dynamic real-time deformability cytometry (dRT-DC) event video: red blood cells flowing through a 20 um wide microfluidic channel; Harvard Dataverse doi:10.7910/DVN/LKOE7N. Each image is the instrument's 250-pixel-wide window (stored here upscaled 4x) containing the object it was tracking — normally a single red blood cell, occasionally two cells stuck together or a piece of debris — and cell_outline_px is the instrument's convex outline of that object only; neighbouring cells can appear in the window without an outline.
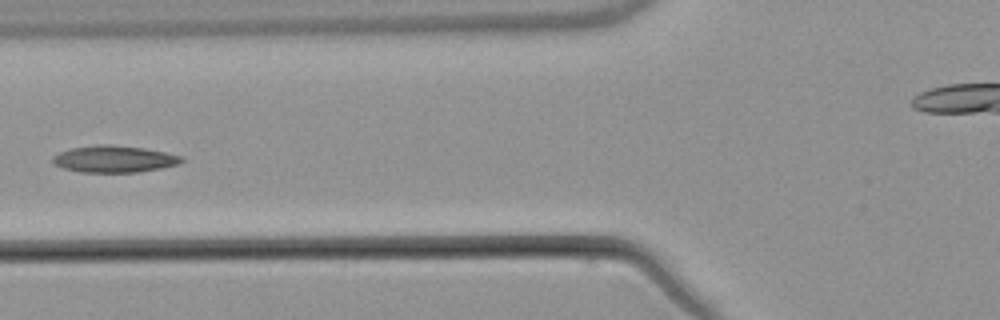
{"species": "common noctule bat (a hibernating species)", "species_latin": "Nyctalus noctula", "temperature_condition": "warm", "stored_images_in_passage": 8, "camera_frame_rate_fps": 3000, "um_per_image_px": 0.085, "animal": {"sex": "male", "body_mass_g": 21.5, "forearm_length_mm": 52.0}, "frame": {"image": 1, "passage_image": 7, "time_ms": 7.333, "image_size_px": [1000, 320], "cell_outline_px": [[184, 160], [176, 164], [160, 168], [136, 172], [80, 172], [64, 168], [52, 164], [52, 156], [60, 152], [72, 148], [96, 144], [112, 144], [144, 148], [184, 156]], "centroid_in_image_um": [9.67, 13.5], "position_along_channel_um": 116.1, "area_um2": 20.11}}
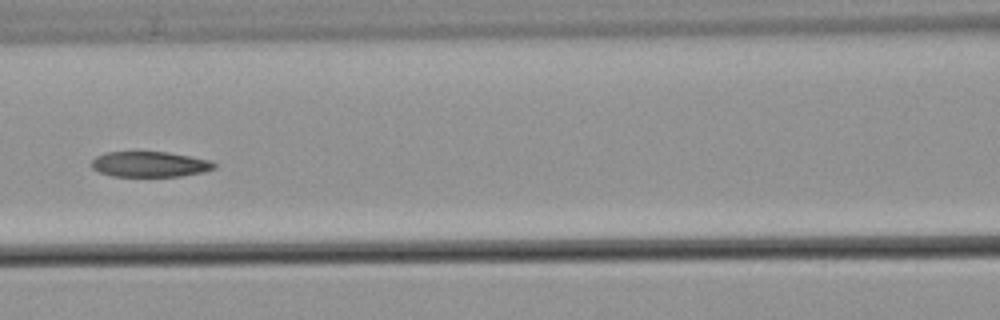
{"frame": {"image": 2, "passage_image": 8, "time_ms": 8.333, "image_size_px": [1000, 320], "cell_outline_px": [[216, 168], [204, 172], [180, 176], [112, 176], [100, 172], [92, 168], [92, 160], [96, 156], [104, 152], [168, 152], [212, 160], [216, 164]], "centroid_in_image_um": [12.76, 13.96], "position_along_channel_um": 153.8, "area_um2": 18.26}}